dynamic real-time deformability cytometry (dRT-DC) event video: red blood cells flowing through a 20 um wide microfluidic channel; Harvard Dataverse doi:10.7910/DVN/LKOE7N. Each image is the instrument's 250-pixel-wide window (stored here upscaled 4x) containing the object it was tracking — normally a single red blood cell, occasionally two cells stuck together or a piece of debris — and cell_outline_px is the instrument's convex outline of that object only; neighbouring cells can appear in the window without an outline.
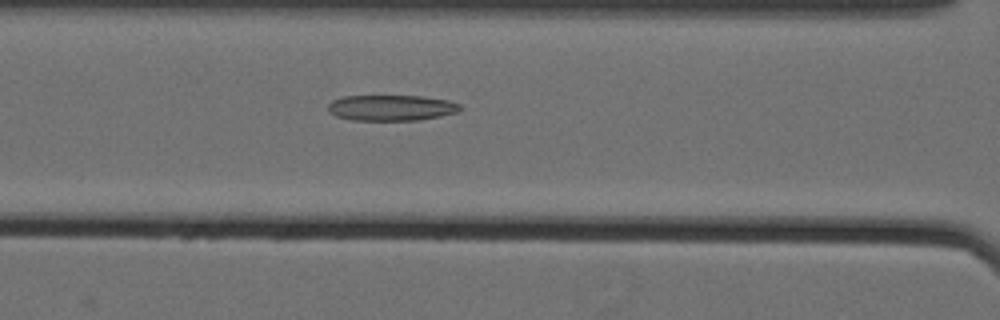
{"species": "Egyptian fruit bat (a non-hibernating species)", "species_latin": "Rousettus aegyptiacus", "temperature_condition": "cold", "stored_images_in_passage": 44, "camera_frame_rate_fps": 3000, "um_per_image_px": 0.085, "animal": {"sex": "female"}, "frame": {"image": 1, "passage_image": 15, "time_ms": 4.667, "image_size_px": [1000, 320], "cell_outline_px": [[460, 108], [456, 112], [440, 116], [420, 120], [352, 120], [336, 116], [328, 112], [328, 104], [332, 100], [344, 96], [420, 96], [448, 100], [460, 104]], "centroid_in_image_um": [33.22, 9.16], "position_along_channel_um": 133.4, "area_um2": 19.77}}
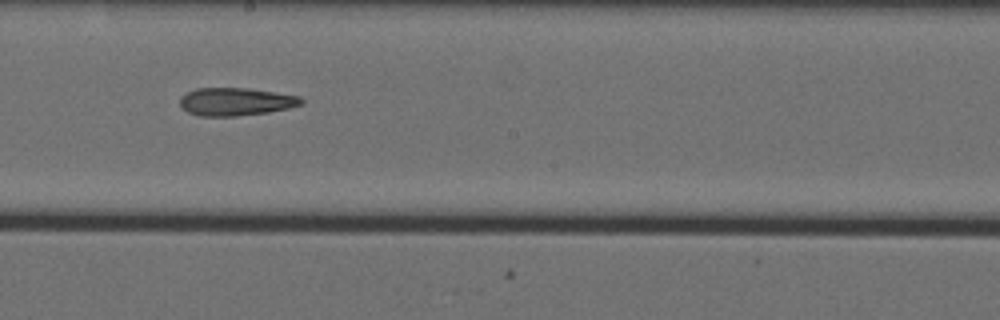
{"frame": {"image": 2, "passage_image": 23, "time_ms": 7.333, "image_size_px": [1000, 320], "cell_outline_px": [[304, 104], [288, 108], [268, 112], [236, 116], [200, 116], [188, 112], [180, 108], [180, 96], [196, 88], [248, 88], [300, 96], [304, 100]], "centroid_in_image_um": [20.03, 8.64], "position_along_channel_um": 228.2, "area_um2": 19.83}}
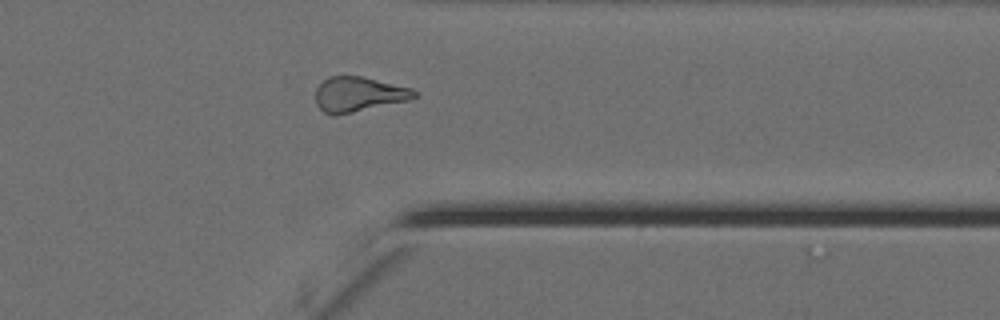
{"frame": {"image": 3, "passage_image": 36, "time_ms": 11.667, "image_size_px": [1000, 320], "cell_outline_px": [[420, 96], [408, 100], [336, 116], [332, 116], [324, 112], [316, 104], [316, 88], [328, 76], [364, 76], [412, 88], [420, 92]], "centroid_in_image_um": [30.51, 8.01], "position_along_channel_um": 380.9, "area_um2": 20.35}}